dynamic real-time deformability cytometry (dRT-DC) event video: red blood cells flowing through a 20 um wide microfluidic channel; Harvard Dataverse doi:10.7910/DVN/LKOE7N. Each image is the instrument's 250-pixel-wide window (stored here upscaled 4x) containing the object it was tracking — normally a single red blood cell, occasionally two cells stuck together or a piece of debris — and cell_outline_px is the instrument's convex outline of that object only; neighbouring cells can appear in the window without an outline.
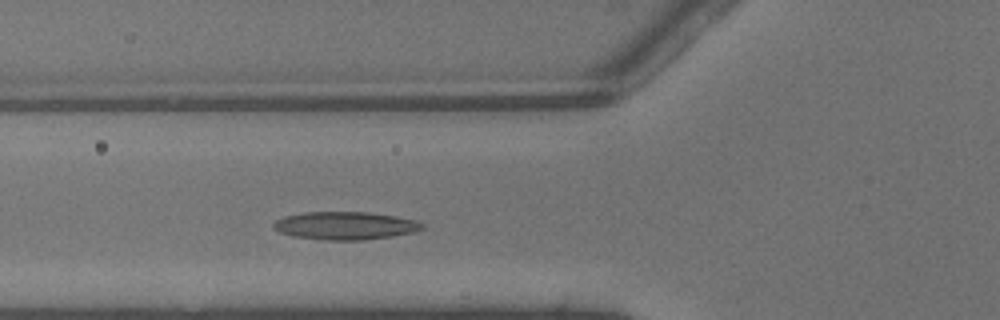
{"species": "common noctule bat (a hibernating species)", "species_latin": "Nyctalus noctula", "temperature_condition": "warm", "stored_images_in_passage": 31, "camera_frame_rate_fps": 3000, "um_per_image_px": 0.085, "animal": {"sex": "male", "body_mass_g": 13.3}, "frame": {"image": 1, "passage_image": 10, "time_ms": 3.0, "image_size_px": [1000, 320], "cell_outline_px": [[424, 228], [412, 232], [392, 236], [364, 240], [324, 240], [292, 236], [280, 232], [272, 228], [272, 224], [276, 220], [284, 216], [304, 212], [368, 212], [396, 216], [412, 220], [424, 224]], "centroid_in_image_um": [29.29, 19.18], "position_along_channel_um": 96.5, "area_um2": 24.16}}
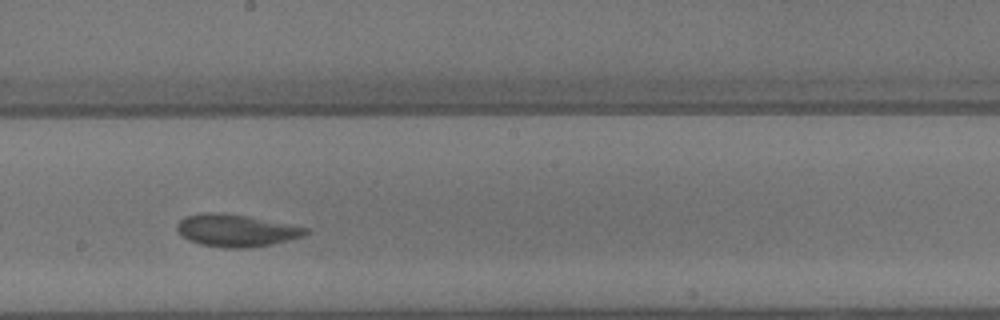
{"frame": {"image": 2, "passage_image": 19, "time_ms": 6.0, "image_size_px": [1000, 320], "cell_outline_px": [[308, 232], [300, 236], [288, 240], [248, 248], [228, 248], [200, 244], [188, 240], [176, 228], [176, 224], [184, 216], [208, 212], [220, 212], [248, 216], [308, 228]], "centroid_in_image_um": [20.01, 19.58], "position_along_channel_um": 228.2, "area_um2": 23.81}}
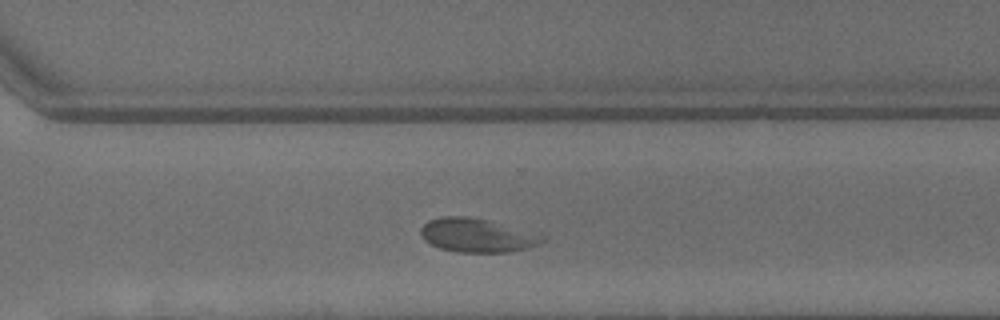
{"frame": {"image": 3, "passage_image": 26, "time_ms": 8.333, "image_size_px": [1000, 320], "cell_outline_px": [[548, 236], [544, 240], [528, 248], [508, 252], [456, 252], [440, 248], [424, 240], [420, 236], [420, 228], [428, 220], [444, 216], [468, 216], [488, 220]], "centroid_in_image_um": [40.53, 20.0], "position_along_channel_um": 330.1, "area_um2": 23.93}, "authors_computed_cell_mechanics": {"area_um2": 23.6402, "velocity_mm_per_s": 4.3885, "shape_relaxation_time_tau1_ms": 5.908, "shape_relaxation_time_tau2_ms": 1.0151, "deformation_change_tau1": 0.1622, "deformation_change_tau2": 0.0544}}